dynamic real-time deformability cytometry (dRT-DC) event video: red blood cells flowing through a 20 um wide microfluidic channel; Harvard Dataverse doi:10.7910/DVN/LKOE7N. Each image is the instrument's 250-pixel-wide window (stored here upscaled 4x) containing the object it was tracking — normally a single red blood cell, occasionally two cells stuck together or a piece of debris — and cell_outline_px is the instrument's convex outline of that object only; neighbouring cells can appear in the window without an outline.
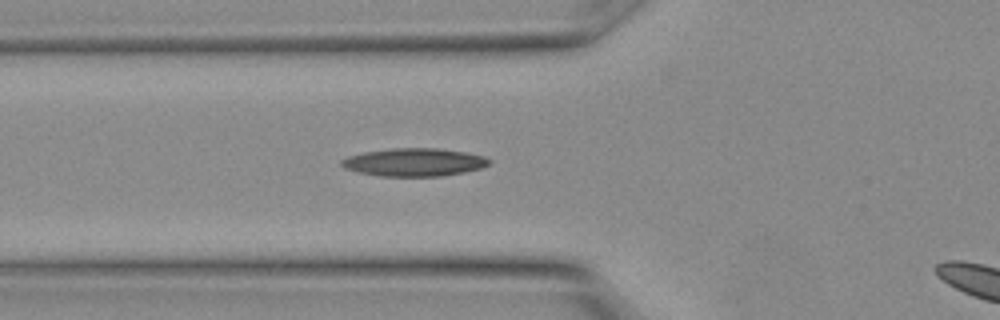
{"species": "Egyptian fruit bat (a non-hibernating species)", "species_latin": "Rousettus aegyptiacus", "temperature_condition": "warm", "stored_images_in_passage": 4, "camera_frame_rate_fps": 3000, "um_per_image_px": 0.085, "animal": {"sex": "female"}, "frame": {"image": 1, "passage_image": 2, "time_ms": 0.333, "image_size_px": [1000, 320], "cell_outline_px": [[492, 160], [488, 164], [480, 168], [464, 172], [440, 176], [380, 176], [360, 172], [344, 168], [340, 164], [340, 160], [348, 156], [364, 152], [392, 148], [436, 148], [464, 152], [484, 156]], "centroid_in_image_um": [35.18, 13.78], "position_along_channel_um": 90.6, "area_um2": 23.93}}
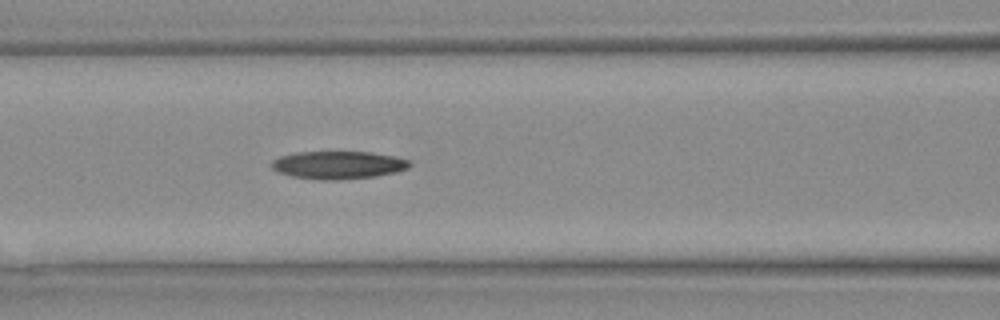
{"frame": {"image": 2, "passage_image": 4, "time_ms": 1.0, "image_size_px": [1000, 320], "cell_outline_px": [[412, 164], [408, 168], [396, 172], [372, 176], [336, 180], [320, 180], [292, 176], [276, 172], [272, 168], [272, 160], [280, 156], [296, 152], [372, 152], [412, 160]], "centroid_in_image_um": [28.74, 14.02], "position_along_channel_um": 137.9, "area_um2": 22.37}}